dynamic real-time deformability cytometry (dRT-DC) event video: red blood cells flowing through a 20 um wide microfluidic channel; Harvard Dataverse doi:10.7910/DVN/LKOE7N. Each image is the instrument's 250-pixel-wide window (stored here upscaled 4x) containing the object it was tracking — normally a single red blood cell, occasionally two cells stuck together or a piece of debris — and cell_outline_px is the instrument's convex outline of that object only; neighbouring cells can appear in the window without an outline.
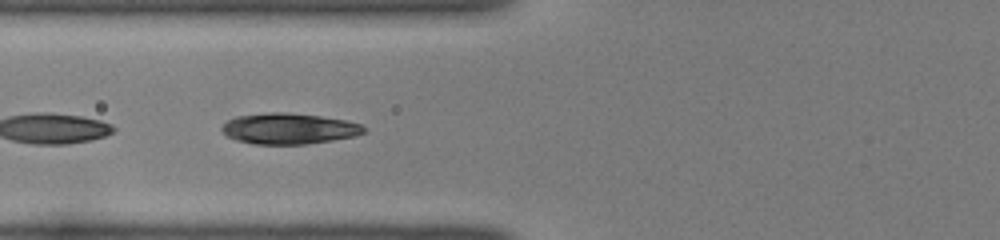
{"species": "common noctule bat (a hibernating species)", "species_latin": "Nyctalus noctula", "temperature_condition": "room temperature", "stored_images_in_passage": 39, "camera_frame_rate_fps": 3000, "um_per_image_px": 0.085, "animal": {"sex": "female", "body_mass_g": 22.0, "forearm_length_mm": 56.7}, "frame": {"image": 1, "passage_image": 9, "time_ms": 2.667, "image_size_px": [1000, 240], "cell_outline_px": [[368, 128], [364, 132], [356, 136], [332, 140], [304, 144], [252, 144], [236, 140], [228, 136], [220, 128], [228, 120], [236, 116], [272, 112], [284, 112], [320, 116], [348, 120], [364, 124]], "centroid_in_image_um": [24.61, 10.93], "position_along_channel_um": 101.2, "area_um2": 25.66}}
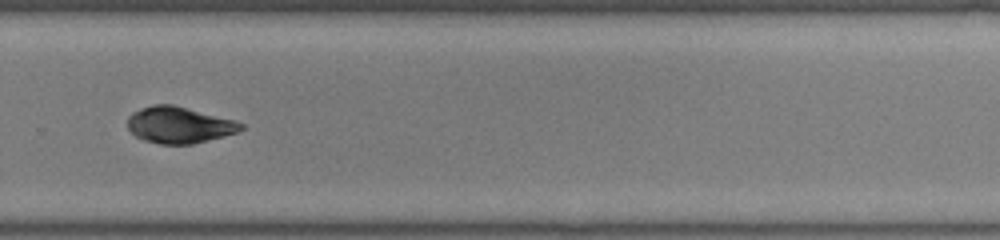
{"frame": {"image": 2, "passage_image": 25, "time_ms": 8.0, "image_size_px": [1000, 240], "cell_outline_px": [[244, 128], [240, 132], [192, 144], [160, 144], [144, 140], [136, 136], [128, 128], [128, 116], [132, 112], [140, 108], [152, 104], [172, 104], [232, 120], [244, 124]], "centroid_in_image_um": [15.21, 10.62], "position_along_channel_um": 314.6, "area_um2": 23.93}}
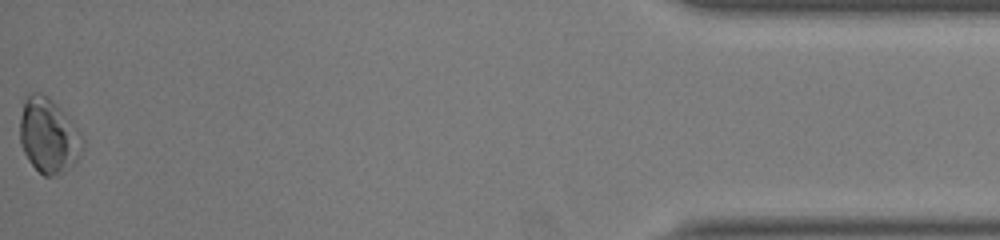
{"frame": {"image": 3, "passage_image": 39, "time_ms": 12.667, "image_size_px": [1000, 240], "cell_outline_px": [[84, 148], [80, 156], [72, 164], [56, 176], [44, 176], [28, 160], [20, 144], [20, 116], [24, 96], [28, 92], [40, 92], [48, 96], [72, 120], [80, 132], [84, 140]], "centroid_in_image_um": [4.12, 11.49], "position_along_channel_um": 431.1, "area_um2": 27.63}, "authors_computed_cell_mechanics": {"area_um2": 24.4494, "velocity_mm_per_s": 4.0069, "shape_relaxation_time_tau1_ms": 3.8612, "shape_relaxation_time_tau2_ms": 0.6377, "deformation_change_tau1": 0.1607, "deformation_change_tau2": 0.0373}}